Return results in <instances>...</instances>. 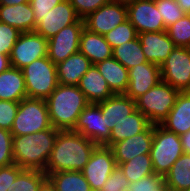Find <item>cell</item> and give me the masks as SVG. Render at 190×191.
I'll return each instance as SVG.
<instances>
[{"label":"cell","instance_id":"cell-27","mask_svg":"<svg viewBox=\"0 0 190 191\" xmlns=\"http://www.w3.org/2000/svg\"><path fill=\"white\" fill-rule=\"evenodd\" d=\"M95 66L105 78L109 88L114 94H125L129 84L128 69L113 56L96 63Z\"/></svg>","mask_w":190,"mask_h":191},{"label":"cell","instance_id":"cell-26","mask_svg":"<svg viewBox=\"0 0 190 191\" xmlns=\"http://www.w3.org/2000/svg\"><path fill=\"white\" fill-rule=\"evenodd\" d=\"M27 97L21 69L10 66L0 73V100L20 102Z\"/></svg>","mask_w":190,"mask_h":191},{"label":"cell","instance_id":"cell-9","mask_svg":"<svg viewBox=\"0 0 190 191\" xmlns=\"http://www.w3.org/2000/svg\"><path fill=\"white\" fill-rule=\"evenodd\" d=\"M47 47L48 40L37 32L21 33L9 56L10 65L22 69L33 61L46 57Z\"/></svg>","mask_w":190,"mask_h":191},{"label":"cell","instance_id":"cell-20","mask_svg":"<svg viewBox=\"0 0 190 191\" xmlns=\"http://www.w3.org/2000/svg\"><path fill=\"white\" fill-rule=\"evenodd\" d=\"M0 22L18 29L21 33L34 31L36 28L30 2L18 5L0 4Z\"/></svg>","mask_w":190,"mask_h":191},{"label":"cell","instance_id":"cell-22","mask_svg":"<svg viewBox=\"0 0 190 191\" xmlns=\"http://www.w3.org/2000/svg\"><path fill=\"white\" fill-rule=\"evenodd\" d=\"M98 104L110 130L136 110V101L125 94H114Z\"/></svg>","mask_w":190,"mask_h":191},{"label":"cell","instance_id":"cell-32","mask_svg":"<svg viewBox=\"0 0 190 191\" xmlns=\"http://www.w3.org/2000/svg\"><path fill=\"white\" fill-rule=\"evenodd\" d=\"M46 179L47 175L43 171L24 169L7 191H38Z\"/></svg>","mask_w":190,"mask_h":191},{"label":"cell","instance_id":"cell-12","mask_svg":"<svg viewBox=\"0 0 190 191\" xmlns=\"http://www.w3.org/2000/svg\"><path fill=\"white\" fill-rule=\"evenodd\" d=\"M73 131L80 133L97 145H105L111 135V130L107 126L106 118L98 103H89L84 108Z\"/></svg>","mask_w":190,"mask_h":191},{"label":"cell","instance_id":"cell-45","mask_svg":"<svg viewBox=\"0 0 190 191\" xmlns=\"http://www.w3.org/2000/svg\"><path fill=\"white\" fill-rule=\"evenodd\" d=\"M10 66L9 55L0 53V73L7 70Z\"/></svg>","mask_w":190,"mask_h":191},{"label":"cell","instance_id":"cell-2","mask_svg":"<svg viewBox=\"0 0 190 191\" xmlns=\"http://www.w3.org/2000/svg\"><path fill=\"white\" fill-rule=\"evenodd\" d=\"M59 131L51 127L29 135H13L14 164L22 169L44 172Z\"/></svg>","mask_w":190,"mask_h":191},{"label":"cell","instance_id":"cell-28","mask_svg":"<svg viewBox=\"0 0 190 191\" xmlns=\"http://www.w3.org/2000/svg\"><path fill=\"white\" fill-rule=\"evenodd\" d=\"M171 191L190 189V154L183 153L164 177Z\"/></svg>","mask_w":190,"mask_h":191},{"label":"cell","instance_id":"cell-41","mask_svg":"<svg viewBox=\"0 0 190 191\" xmlns=\"http://www.w3.org/2000/svg\"><path fill=\"white\" fill-rule=\"evenodd\" d=\"M23 170L17 164L0 167V191H7Z\"/></svg>","mask_w":190,"mask_h":191},{"label":"cell","instance_id":"cell-16","mask_svg":"<svg viewBox=\"0 0 190 191\" xmlns=\"http://www.w3.org/2000/svg\"><path fill=\"white\" fill-rule=\"evenodd\" d=\"M129 84L125 95L133 100L156 86L161 80L160 66L150 62L128 69Z\"/></svg>","mask_w":190,"mask_h":191},{"label":"cell","instance_id":"cell-1","mask_svg":"<svg viewBox=\"0 0 190 191\" xmlns=\"http://www.w3.org/2000/svg\"><path fill=\"white\" fill-rule=\"evenodd\" d=\"M98 145L73 130H60L55 140L46 175L61 171H81Z\"/></svg>","mask_w":190,"mask_h":191},{"label":"cell","instance_id":"cell-29","mask_svg":"<svg viewBox=\"0 0 190 191\" xmlns=\"http://www.w3.org/2000/svg\"><path fill=\"white\" fill-rule=\"evenodd\" d=\"M47 178L54 185L56 191H92L81 171L50 173Z\"/></svg>","mask_w":190,"mask_h":191},{"label":"cell","instance_id":"cell-46","mask_svg":"<svg viewBox=\"0 0 190 191\" xmlns=\"http://www.w3.org/2000/svg\"><path fill=\"white\" fill-rule=\"evenodd\" d=\"M38 191H56L54 185L47 178L41 185Z\"/></svg>","mask_w":190,"mask_h":191},{"label":"cell","instance_id":"cell-51","mask_svg":"<svg viewBox=\"0 0 190 191\" xmlns=\"http://www.w3.org/2000/svg\"><path fill=\"white\" fill-rule=\"evenodd\" d=\"M185 92H187L188 94H190V85H189L188 89H187Z\"/></svg>","mask_w":190,"mask_h":191},{"label":"cell","instance_id":"cell-11","mask_svg":"<svg viewBox=\"0 0 190 191\" xmlns=\"http://www.w3.org/2000/svg\"><path fill=\"white\" fill-rule=\"evenodd\" d=\"M83 29L84 20L80 18L76 23L59 30L55 36L48 40L47 57L57 65L70 55L78 53Z\"/></svg>","mask_w":190,"mask_h":191},{"label":"cell","instance_id":"cell-8","mask_svg":"<svg viewBox=\"0 0 190 191\" xmlns=\"http://www.w3.org/2000/svg\"><path fill=\"white\" fill-rule=\"evenodd\" d=\"M162 81L184 92L190 85V48L177 47L161 64Z\"/></svg>","mask_w":190,"mask_h":191},{"label":"cell","instance_id":"cell-38","mask_svg":"<svg viewBox=\"0 0 190 191\" xmlns=\"http://www.w3.org/2000/svg\"><path fill=\"white\" fill-rule=\"evenodd\" d=\"M130 183L121 168L117 166L98 191H129Z\"/></svg>","mask_w":190,"mask_h":191},{"label":"cell","instance_id":"cell-6","mask_svg":"<svg viewBox=\"0 0 190 191\" xmlns=\"http://www.w3.org/2000/svg\"><path fill=\"white\" fill-rule=\"evenodd\" d=\"M183 153L179 135L167 131L161 125H154L150 156L156 175L165 177L174 162Z\"/></svg>","mask_w":190,"mask_h":191},{"label":"cell","instance_id":"cell-36","mask_svg":"<svg viewBox=\"0 0 190 191\" xmlns=\"http://www.w3.org/2000/svg\"><path fill=\"white\" fill-rule=\"evenodd\" d=\"M21 32L6 23L0 22V53L9 55Z\"/></svg>","mask_w":190,"mask_h":191},{"label":"cell","instance_id":"cell-7","mask_svg":"<svg viewBox=\"0 0 190 191\" xmlns=\"http://www.w3.org/2000/svg\"><path fill=\"white\" fill-rule=\"evenodd\" d=\"M51 127L46 100L26 97L19 102L12 135H29Z\"/></svg>","mask_w":190,"mask_h":191},{"label":"cell","instance_id":"cell-19","mask_svg":"<svg viewBox=\"0 0 190 191\" xmlns=\"http://www.w3.org/2000/svg\"><path fill=\"white\" fill-rule=\"evenodd\" d=\"M77 86L89 103L97 104L114 95L107 81L95 65H91L88 71L81 77Z\"/></svg>","mask_w":190,"mask_h":191},{"label":"cell","instance_id":"cell-31","mask_svg":"<svg viewBox=\"0 0 190 191\" xmlns=\"http://www.w3.org/2000/svg\"><path fill=\"white\" fill-rule=\"evenodd\" d=\"M118 166L130 182H137L144 177L154 174L150 154L138 155Z\"/></svg>","mask_w":190,"mask_h":191},{"label":"cell","instance_id":"cell-5","mask_svg":"<svg viewBox=\"0 0 190 191\" xmlns=\"http://www.w3.org/2000/svg\"><path fill=\"white\" fill-rule=\"evenodd\" d=\"M27 97L46 100L57 88V67L47 56L21 69Z\"/></svg>","mask_w":190,"mask_h":191},{"label":"cell","instance_id":"cell-39","mask_svg":"<svg viewBox=\"0 0 190 191\" xmlns=\"http://www.w3.org/2000/svg\"><path fill=\"white\" fill-rule=\"evenodd\" d=\"M19 102L0 100V128L11 131Z\"/></svg>","mask_w":190,"mask_h":191},{"label":"cell","instance_id":"cell-40","mask_svg":"<svg viewBox=\"0 0 190 191\" xmlns=\"http://www.w3.org/2000/svg\"><path fill=\"white\" fill-rule=\"evenodd\" d=\"M77 15L84 19L88 14L96 11L110 0H69Z\"/></svg>","mask_w":190,"mask_h":191},{"label":"cell","instance_id":"cell-15","mask_svg":"<svg viewBox=\"0 0 190 191\" xmlns=\"http://www.w3.org/2000/svg\"><path fill=\"white\" fill-rule=\"evenodd\" d=\"M80 17L69 0H63L54 6L50 12L42 16L36 24L35 32L49 40L55 36L59 30L76 23Z\"/></svg>","mask_w":190,"mask_h":191},{"label":"cell","instance_id":"cell-30","mask_svg":"<svg viewBox=\"0 0 190 191\" xmlns=\"http://www.w3.org/2000/svg\"><path fill=\"white\" fill-rule=\"evenodd\" d=\"M112 56L126 69L147 62L138 37L120 46L114 47L112 49Z\"/></svg>","mask_w":190,"mask_h":191},{"label":"cell","instance_id":"cell-37","mask_svg":"<svg viewBox=\"0 0 190 191\" xmlns=\"http://www.w3.org/2000/svg\"><path fill=\"white\" fill-rule=\"evenodd\" d=\"M11 131L0 128V167L14 164Z\"/></svg>","mask_w":190,"mask_h":191},{"label":"cell","instance_id":"cell-34","mask_svg":"<svg viewBox=\"0 0 190 191\" xmlns=\"http://www.w3.org/2000/svg\"><path fill=\"white\" fill-rule=\"evenodd\" d=\"M104 37L113 49L114 47L120 46L125 42L136 39L138 37V32L127 19L112 29L110 32L105 34Z\"/></svg>","mask_w":190,"mask_h":191},{"label":"cell","instance_id":"cell-18","mask_svg":"<svg viewBox=\"0 0 190 191\" xmlns=\"http://www.w3.org/2000/svg\"><path fill=\"white\" fill-rule=\"evenodd\" d=\"M138 38L141 42L142 51L145 54L147 62L159 66H161L175 48L167 31L142 32L138 34Z\"/></svg>","mask_w":190,"mask_h":191},{"label":"cell","instance_id":"cell-35","mask_svg":"<svg viewBox=\"0 0 190 191\" xmlns=\"http://www.w3.org/2000/svg\"><path fill=\"white\" fill-rule=\"evenodd\" d=\"M155 3L166 29L186 14L176 0H155Z\"/></svg>","mask_w":190,"mask_h":191},{"label":"cell","instance_id":"cell-3","mask_svg":"<svg viewBox=\"0 0 190 191\" xmlns=\"http://www.w3.org/2000/svg\"><path fill=\"white\" fill-rule=\"evenodd\" d=\"M46 104L52 127L73 130L89 102L78 86L58 84L46 99Z\"/></svg>","mask_w":190,"mask_h":191},{"label":"cell","instance_id":"cell-14","mask_svg":"<svg viewBox=\"0 0 190 191\" xmlns=\"http://www.w3.org/2000/svg\"><path fill=\"white\" fill-rule=\"evenodd\" d=\"M127 19L135 27L138 34L166 31L155 0H137L127 5Z\"/></svg>","mask_w":190,"mask_h":191},{"label":"cell","instance_id":"cell-44","mask_svg":"<svg viewBox=\"0 0 190 191\" xmlns=\"http://www.w3.org/2000/svg\"><path fill=\"white\" fill-rule=\"evenodd\" d=\"M180 140L184 153L190 154V130L180 135Z\"/></svg>","mask_w":190,"mask_h":191},{"label":"cell","instance_id":"cell-47","mask_svg":"<svg viewBox=\"0 0 190 191\" xmlns=\"http://www.w3.org/2000/svg\"><path fill=\"white\" fill-rule=\"evenodd\" d=\"M176 2L186 14H190V0H176Z\"/></svg>","mask_w":190,"mask_h":191},{"label":"cell","instance_id":"cell-42","mask_svg":"<svg viewBox=\"0 0 190 191\" xmlns=\"http://www.w3.org/2000/svg\"><path fill=\"white\" fill-rule=\"evenodd\" d=\"M163 181L164 177L154 173L137 182H131L128 188L129 191H152V189L157 188Z\"/></svg>","mask_w":190,"mask_h":191},{"label":"cell","instance_id":"cell-25","mask_svg":"<svg viewBox=\"0 0 190 191\" xmlns=\"http://www.w3.org/2000/svg\"><path fill=\"white\" fill-rule=\"evenodd\" d=\"M150 125L148 118L136 109L125 119L118 122L117 125H114L109 141L104 146L111 147L116 142L145 131Z\"/></svg>","mask_w":190,"mask_h":191},{"label":"cell","instance_id":"cell-13","mask_svg":"<svg viewBox=\"0 0 190 191\" xmlns=\"http://www.w3.org/2000/svg\"><path fill=\"white\" fill-rule=\"evenodd\" d=\"M83 20L84 28L104 36L127 20V5L109 1Z\"/></svg>","mask_w":190,"mask_h":191},{"label":"cell","instance_id":"cell-24","mask_svg":"<svg viewBox=\"0 0 190 191\" xmlns=\"http://www.w3.org/2000/svg\"><path fill=\"white\" fill-rule=\"evenodd\" d=\"M91 65L90 60L80 52L70 55L56 65L58 83L77 86Z\"/></svg>","mask_w":190,"mask_h":191},{"label":"cell","instance_id":"cell-23","mask_svg":"<svg viewBox=\"0 0 190 191\" xmlns=\"http://www.w3.org/2000/svg\"><path fill=\"white\" fill-rule=\"evenodd\" d=\"M79 52L95 65L112 57V48L105 37L84 28L80 35Z\"/></svg>","mask_w":190,"mask_h":191},{"label":"cell","instance_id":"cell-43","mask_svg":"<svg viewBox=\"0 0 190 191\" xmlns=\"http://www.w3.org/2000/svg\"><path fill=\"white\" fill-rule=\"evenodd\" d=\"M63 0H30L32 10L34 11V20L37 24L43 15L58 5Z\"/></svg>","mask_w":190,"mask_h":191},{"label":"cell","instance_id":"cell-17","mask_svg":"<svg viewBox=\"0 0 190 191\" xmlns=\"http://www.w3.org/2000/svg\"><path fill=\"white\" fill-rule=\"evenodd\" d=\"M153 133L154 124H151L145 131L114 143L110 148L113 151L117 166L138 155L150 154Z\"/></svg>","mask_w":190,"mask_h":191},{"label":"cell","instance_id":"cell-48","mask_svg":"<svg viewBox=\"0 0 190 191\" xmlns=\"http://www.w3.org/2000/svg\"><path fill=\"white\" fill-rule=\"evenodd\" d=\"M30 0H0V4L3 5H18L28 3Z\"/></svg>","mask_w":190,"mask_h":191},{"label":"cell","instance_id":"cell-33","mask_svg":"<svg viewBox=\"0 0 190 191\" xmlns=\"http://www.w3.org/2000/svg\"><path fill=\"white\" fill-rule=\"evenodd\" d=\"M166 31L175 46L190 48V14H185Z\"/></svg>","mask_w":190,"mask_h":191},{"label":"cell","instance_id":"cell-49","mask_svg":"<svg viewBox=\"0 0 190 191\" xmlns=\"http://www.w3.org/2000/svg\"><path fill=\"white\" fill-rule=\"evenodd\" d=\"M152 191H171V189L163 181L157 188L152 189Z\"/></svg>","mask_w":190,"mask_h":191},{"label":"cell","instance_id":"cell-4","mask_svg":"<svg viewBox=\"0 0 190 191\" xmlns=\"http://www.w3.org/2000/svg\"><path fill=\"white\" fill-rule=\"evenodd\" d=\"M179 93L178 89L161 80L135 100L136 109L145 115L151 124L160 125L174 107Z\"/></svg>","mask_w":190,"mask_h":191},{"label":"cell","instance_id":"cell-50","mask_svg":"<svg viewBox=\"0 0 190 191\" xmlns=\"http://www.w3.org/2000/svg\"><path fill=\"white\" fill-rule=\"evenodd\" d=\"M110 1L123 4V5H129L137 0H110Z\"/></svg>","mask_w":190,"mask_h":191},{"label":"cell","instance_id":"cell-21","mask_svg":"<svg viewBox=\"0 0 190 191\" xmlns=\"http://www.w3.org/2000/svg\"><path fill=\"white\" fill-rule=\"evenodd\" d=\"M160 125L179 136L190 130V94L184 91L177 95L174 107Z\"/></svg>","mask_w":190,"mask_h":191},{"label":"cell","instance_id":"cell-10","mask_svg":"<svg viewBox=\"0 0 190 191\" xmlns=\"http://www.w3.org/2000/svg\"><path fill=\"white\" fill-rule=\"evenodd\" d=\"M116 167L117 163L112 149L98 145L81 172L90 184L91 190L98 191Z\"/></svg>","mask_w":190,"mask_h":191}]
</instances>
